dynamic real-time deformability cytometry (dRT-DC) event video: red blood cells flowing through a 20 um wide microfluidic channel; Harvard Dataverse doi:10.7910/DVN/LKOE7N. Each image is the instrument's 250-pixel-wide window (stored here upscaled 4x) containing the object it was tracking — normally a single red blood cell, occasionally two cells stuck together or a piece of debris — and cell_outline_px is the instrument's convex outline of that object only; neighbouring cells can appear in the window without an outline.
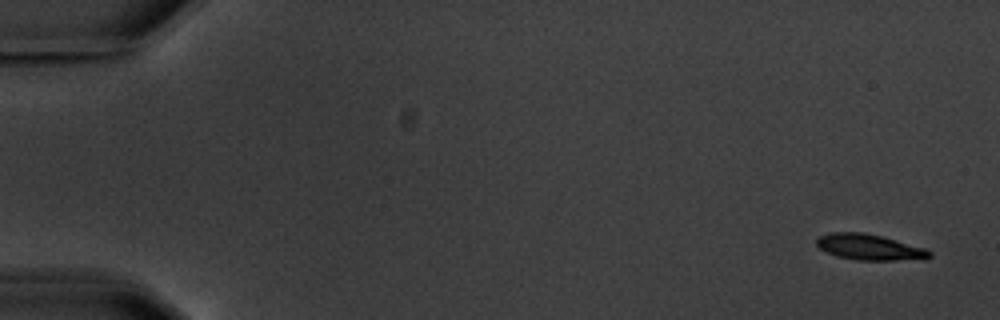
{"species": "common noctule bat (a hibernating species)", "species_latin": "Nyctalus noctula", "temperature_condition": "warm", "stored_images_in_passage": 5, "camera_frame_rate_fps": 3000, "um_per_image_px": 0.085, "animal": {"sex": "male", "body_mass_g": 20.1, "forearm_length_mm": 53.5}, "frame": {"image": 1, "passage_image": 1, "time_ms": 0.0, "image_size_px": [1000, 320], "cell_outline_px": [[932, 256], [896, 260], [856, 260], [836, 256], [820, 248], [816, 244], [816, 240], [820, 236], [832, 232], [864, 232], [880, 236], [924, 248], [932, 252]], "centroid_in_image_um": [73.83, 21.0], "position_along_channel_um": 11.2, "area_um2": 16.53}}
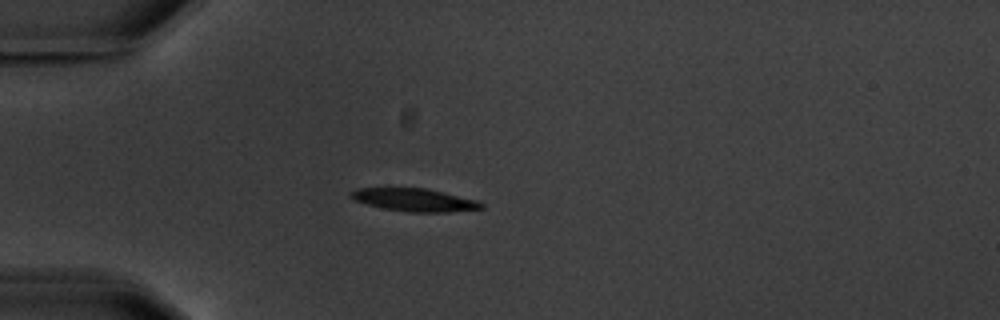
{"frame": {"image": 2, "passage_image": 5, "time_ms": 4.667, "image_size_px": [1000, 320], "cell_outline_px": [[484, 208], [448, 212], [408, 212], [384, 208], [352, 200], [348, 196], [348, 192], [356, 188], [424, 188], [476, 200], [484, 204]], "centroid_in_image_um": [35.16, 16.99], "position_along_channel_um": 49.8, "area_um2": 17.28}}